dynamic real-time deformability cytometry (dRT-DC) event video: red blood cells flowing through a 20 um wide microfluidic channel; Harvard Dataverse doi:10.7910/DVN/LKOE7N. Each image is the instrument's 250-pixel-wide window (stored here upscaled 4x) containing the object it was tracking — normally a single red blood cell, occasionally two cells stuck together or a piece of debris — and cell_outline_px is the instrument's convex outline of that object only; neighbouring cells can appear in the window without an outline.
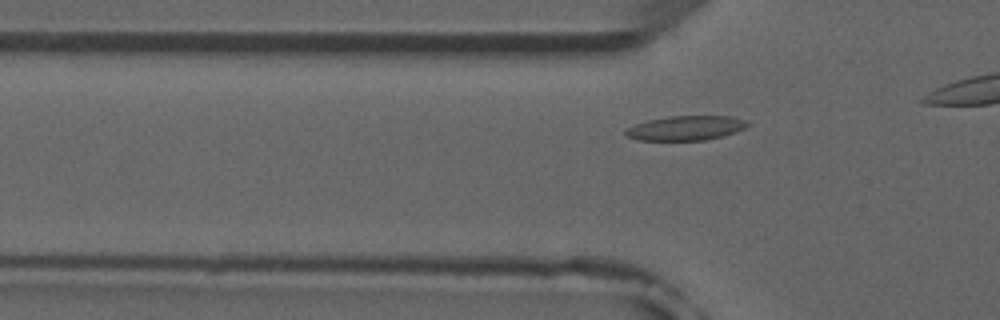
{"species": "common noctule bat (a hibernating species)", "species_latin": "Nyctalus noctula", "temperature_condition": "room temperature", "stored_images_in_passage": 4, "camera_frame_rate_fps": 3000, "um_per_image_px": 0.085, "animal": {"sex": "male", "forearm_length_mm": 52.5}, "frame": {"image": 1, "passage_image": 2, "time_ms": 2.0, "image_size_px": [1000, 320], "cell_outline_px": [[748, 124], [744, 128], [720, 136], [704, 140], [636, 140], [628, 136], [624, 132], [628, 128], [636, 124], [648, 120], [668, 116], [732, 116], [748, 120]], "centroid_in_image_um": [58.28, 10.87], "position_along_channel_um": 67.5, "area_um2": 17.17}}